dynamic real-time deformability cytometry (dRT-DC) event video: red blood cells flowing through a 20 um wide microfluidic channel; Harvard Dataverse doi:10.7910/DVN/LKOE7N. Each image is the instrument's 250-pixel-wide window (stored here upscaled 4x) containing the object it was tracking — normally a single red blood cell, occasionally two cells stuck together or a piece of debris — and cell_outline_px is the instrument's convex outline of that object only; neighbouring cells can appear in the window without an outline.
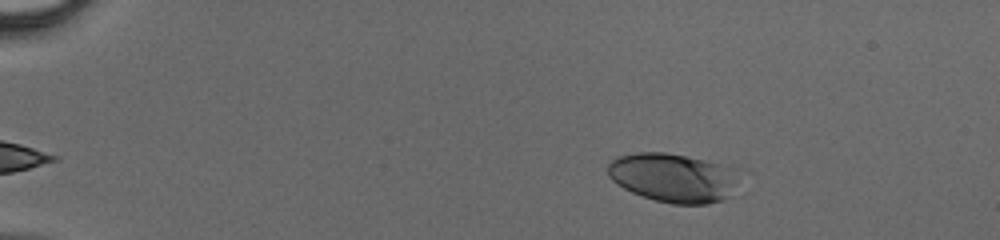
{"species": "human", "species_latin": "Homo sapiens", "temperature_condition": "cold", "stored_images_in_passage": 41, "camera_frame_rate_fps": 3000, "um_per_image_px": 0.085, "donor": {"sex": "male"}, "frame": {"image": 1, "passage_image": 2, "time_ms": 0.333, "image_size_px": [1000, 240], "cell_outline_px": [[748, 172], [724, 200], [708, 204], [672, 204], [656, 200], [632, 192], [624, 188], [612, 180], [608, 176], [608, 164], [616, 156], [636, 152], [664, 152], [744, 168]], "centroid_in_image_um": [57.36, 15.09], "position_along_channel_um": 27.6, "area_um2": 38.44}}
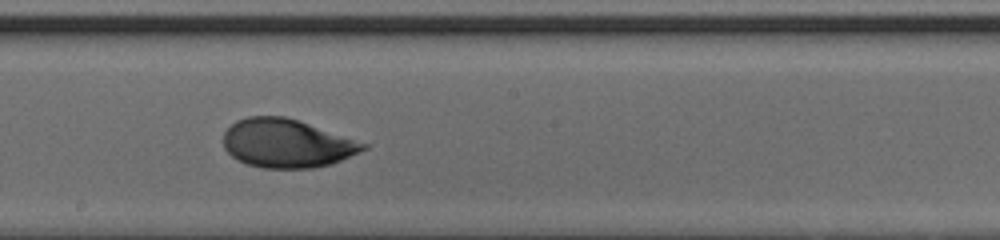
{"frame": {"image": 2, "passage_image": 22, "time_ms": 7.0, "image_size_px": [1000, 240], "cell_outline_px": [[368, 148], [360, 152], [332, 164], [312, 168], [264, 168], [248, 164], [236, 160], [224, 148], [224, 132], [236, 120], [248, 116], [284, 116], [300, 120], [368, 144]], "centroid_in_image_um": [24.38, 12.18], "position_along_channel_um": 223.8, "area_um2": 39.65}}
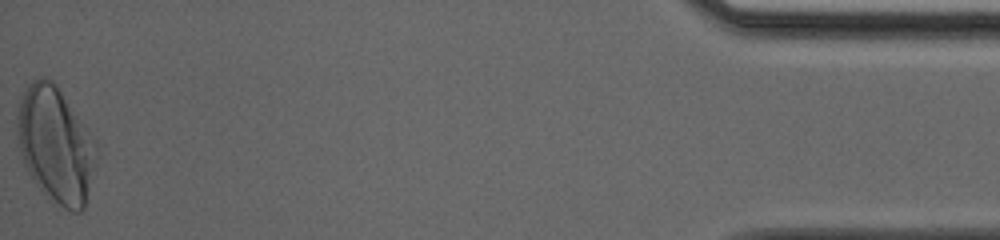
{"frame": {"image": 3, "passage_image": 41, "time_ms": 13.333, "image_size_px": [1000, 240], "cell_outline_px": [[100, 156], [84, 208], [80, 212], [72, 212], [56, 208], [36, 184], [28, 172], [24, 164], [20, 152], [16, 136], [16, 108], [28, 84], [32, 80], [40, 76], [44, 76], [52, 80], [56, 84], [96, 140]], "centroid_in_image_um": [4.75, 12.35], "position_along_channel_um": 430.5, "area_um2": 54.91}}